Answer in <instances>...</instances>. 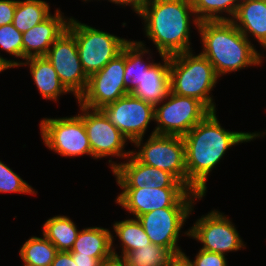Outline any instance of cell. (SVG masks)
I'll use <instances>...</instances> for the list:
<instances>
[{
    "mask_svg": "<svg viewBox=\"0 0 266 266\" xmlns=\"http://www.w3.org/2000/svg\"><path fill=\"white\" fill-rule=\"evenodd\" d=\"M216 111L210 112L183 136L187 188L204 197L212 170L226 152L241 143L255 140V132L229 131L220 123Z\"/></svg>",
    "mask_w": 266,
    "mask_h": 266,
    "instance_id": "obj_1",
    "label": "cell"
},
{
    "mask_svg": "<svg viewBox=\"0 0 266 266\" xmlns=\"http://www.w3.org/2000/svg\"><path fill=\"white\" fill-rule=\"evenodd\" d=\"M137 16L143 21L145 37L152 41L159 56L192 51L191 26L198 29L200 21L191 0H146Z\"/></svg>",
    "mask_w": 266,
    "mask_h": 266,
    "instance_id": "obj_2",
    "label": "cell"
},
{
    "mask_svg": "<svg viewBox=\"0 0 266 266\" xmlns=\"http://www.w3.org/2000/svg\"><path fill=\"white\" fill-rule=\"evenodd\" d=\"M197 32L202 44L200 52L220 78L246 67L262 66V52L230 20L200 21Z\"/></svg>",
    "mask_w": 266,
    "mask_h": 266,
    "instance_id": "obj_3",
    "label": "cell"
},
{
    "mask_svg": "<svg viewBox=\"0 0 266 266\" xmlns=\"http://www.w3.org/2000/svg\"><path fill=\"white\" fill-rule=\"evenodd\" d=\"M193 51L170 56V91L179 96L195 98L211 112H217L211 91L220 77L205 56L201 53L195 55Z\"/></svg>",
    "mask_w": 266,
    "mask_h": 266,
    "instance_id": "obj_4",
    "label": "cell"
},
{
    "mask_svg": "<svg viewBox=\"0 0 266 266\" xmlns=\"http://www.w3.org/2000/svg\"><path fill=\"white\" fill-rule=\"evenodd\" d=\"M67 29L75 36L80 62L88 77L100 71L130 41L82 23L73 16Z\"/></svg>",
    "mask_w": 266,
    "mask_h": 266,
    "instance_id": "obj_5",
    "label": "cell"
},
{
    "mask_svg": "<svg viewBox=\"0 0 266 266\" xmlns=\"http://www.w3.org/2000/svg\"><path fill=\"white\" fill-rule=\"evenodd\" d=\"M79 113L66 117H45L39 123L41 140L45 147L63 157L92 156L85 125L82 120V105Z\"/></svg>",
    "mask_w": 266,
    "mask_h": 266,
    "instance_id": "obj_6",
    "label": "cell"
},
{
    "mask_svg": "<svg viewBox=\"0 0 266 266\" xmlns=\"http://www.w3.org/2000/svg\"><path fill=\"white\" fill-rule=\"evenodd\" d=\"M115 203L133 218L167 207H193L203 197L187 187L120 188ZM196 202V203H195Z\"/></svg>",
    "mask_w": 266,
    "mask_h": 266,
    "instance_id": "obj_7",
    "label": "cell"
},
{
    "mask_svg": "<svg viewBox=\"0 0 266 266\" xmlns=\"http://www.w3.org/2000/svg\"><path fill=\"white\" fill-rule=\"evenodd\" d=\"M132 143L131 154L141 163L165 170L187 187L185 145L182 136L153 134ZM144 142V143H143Z\"/></svg>",
    "mask_w": 266,
    "mask_h": 266,
    "instance_id": "obj_8",
    "label": "cell"
},
{
    "mask_svg": "<svg viewBox=\"0 0 266 266\" xmlns=\"http://www.w3.org/2000/svg\"><path fill=\"white\" fill-rule=\"evenodd\" d=\"M211 111L199 100L179 96L169 91L167 97L155 105V129L151 132L160 135H186Z\"/></svg>",
    "mask_w": 266,
    "mask_h": 266,
    "instance_id": "obj_9",
    "label": "cell"
},
{
    "mask_svg": "<svg viewBox=\"0 0 266 266\" xmlns=\"http://www.w3.org/2000/svg\"><path fill=\"white\" fill-rule=\"evenodd\" d=\"M82 120L89 138L93 159L110 157L108 165L113 171L117 166L116 159H126L132 150H125L129 140L108 120L100 109H90L82 105Z\"/></svg>",
    "mask_w": 266,
    "mask_h": 266,
    "instance_id": "obj_10",
    "label": "cell"
},
{
    "mask_svg": "<svg viewBox=\"0 0 266 266\" xmlns=\"http://www.w3.org/2000/svg\"><path fill=\"white\" fill-rule=\"evenodd\" d=\"M217 209L198 217L189 227V238L202 244L200 249L228 255L230 252L244 250L245 242L232 220Z\"/></svg>",
    "mask_w": 266,
    "mask_h": 266,
    "instance_id": "obj_11",
    "label": "cell"
},
{
    "mask_svg": "<svg viewBox=\"0 0 266 266\" xmlns=\"http://www.w3.org/2000/svg\"><path fill=\"white\" fill-rule=\"evenodd\" d=\"M193 207H167L144 213L137 217L152 244L168 249L174 256L184 253L179 245L183 234L189 237V230L181 231L185 222L195 212ZM182 232V233H181ZM182 234V236H181Z\"/></svg>",
    "mask_w": 266,
    "mask_h": 266,
    "instance_id": "obj_12",
    "label": "cell"
},
{
    "mask_svg": "<svg viewBox=\"0 0 266 266\" xmlns=\"http://www.w3.org/2000/svg\"><path fill=\"white\" fill-rule=\"evenodd\" d=\"M124 71L125 46L100 71L88 77L86 89L76 103L90 109H101L124 97L128 94L124 85Z\"/></svg>",
    "mask_w": 266,
    "mask_h": 266,
    "instance_id": "obj_13",
    "label": "cell"
},
{
    "mask_svg": "<svg viewBox=\"0 0 266 266\" xmlns=\"http://www.w3.org/2000/svg\"><path fill=\"white\" fill-rule=\"evenodd\" d=\"M154 109V105L128 93L100 110L132 144L143 138L150 123L155 121Z\"/></svg>",
    "mask_w": 266,
    "mask_h": 266,
    "instance_id": "obj_14",
    "label": "cell"
},
{
    "mask_svg": "<svg viewBox=\"0 0 266 266\" xmlns=\"http://www.w3.org/2000/svg\"><path fill=\"white\" fill-rule=\"evenodd\" d=\"M45 57L56 70L65 88L78 100L86 89L88 76L80 62L75 36L66 29L52 44Z\"/></svg>",
    "mask_w": 266,
    "mask_h": 266,
    "instance_id": "obj_15",
    "label": "cell"
},
{
    "mask_svg": "<svg viewBox=\"0 0 266 266\" xmlns=\"http://www.w3.org/2000/svg\"><path fill=\"white\" fill-rule=\"evenodd\" d=\"M120 188L186 187L171 173L139 162L132 154L112 171Z\"/></svg>",
    "mask_w": 266,
    "mask_h": 266,
    "instance_id": "obj_16",
    "label": "cell"
},
{
    "mask_svg": "<svg viewBox=\"0 0 266 266\" xmlns=\"http://www.w3.org/2000/svg\"><path fill=\"white\" fill-rule=\"evenodd\" d=\"M45 20L22 33L23 62L32 57H45L52 44L67 29L70 16L55 8Z\"/></svg>",
    "mask_w": 266,
    "mask_h": 266,
    "instance_id": "obj_17",
    "label": "cell"
},
{
    "mask_svg": "<svg viewBox=\"0 0 266 266\" xmlns=\"http://www.w3.org/2000/svg\"><path fill=\"white\" fill-rule=\"evenodd\" d=\"M162 62H154L146 69L132 95L157 105L163 101L170 91V56L160 55Z\"/></svg>",
    "mask_w": 266,
    "mask_h": 266,
    "instance_id": "obj_18",
    "label": "cell"
},
{
    "mask_svg": "<svg viewBox=\"0 0 266 266\" xmlns=\"http://www.w3.org/2000/svg\"><path fill=\"white\" fill-rule=\"evenodd\" d=\"M249 40L257 41L266 51V1L242 0L234 17L230 20Z\"/></svg>",
    "mask_w": 266,
    "mask_h": 266,
    "instance_id": "obj_19",
    "label": "cell"
},
{
    "mask_svg": "<svg viewBox=\"0 0 266 266\" xmlns=\"http://www.w3.org/2000/svg\"><path fill=\"white\" fill-rule=\"evenodd\" d=\"M21 66L26 68L28 66L35 87H37L43 99L58 102L60 96L70 94L46 57L26 59Z\"/></svg>",
    "mask_w": 266,
    "mask_h": 266,
    "instance_id": "obj_20",
    "label": "cell"
},
{
    "mask_svg": "<svg viewBox=\"0 0 266 266\" xmlns=\"http://www.w3.org/2000/svg\"><path fill=\"white\" fill-rule=\"evenodd\" d=\"M111 230L103 227H85L80 229L71 255H85L96 259H108L112 253Z\"/></svg>",
    "mask_w": 266,
    "mask_h": 266,
    "instance_id": "obj_21",
    "label": "cell"
},
{
    "mask_svg": "<svg viewBox=\"0 0 266 266\" xmlns=\"http://www.w3.org/2000/svg\"><path fill=\"white\" fill-rule=\"evenodd\" d=\"M145 43L130 39L125 45L124 85L127 93H132L136 89L143 72L154 63L150 47H146Z\"/></svg>",
    "mask_w": 266,
    "mask_h": 266,
    "instance_id": "obj_22",
    "label": "cell"
},
{
    "mask_svg": "<svg viewBox=\"0 0 266 266\" xmlns=\"http://www.w3.org/2000/svg\"><path fill=\"white\" fill-rule=\"evenodd\" d=\"M112 228V253L115 256L123 257L128 252L151 244L150 238L137 218L131 217L121 221H114ZM114 237H118L120 242L118 244L121 247L115 244ZM118 247L121 248L119 249L121 254L116 251Z\"/></svg>",
    "mask_w": 266,
    "mask_h": 266,
    "instance_id": "obj_23",
    "label": "cell"
},
{
    "mask_svg": "<svg viewBox=\"0 0 266 266\" xmlns=\"http://www.w3.org/2000/svg\"><path fill=\"white\" fill-rule=\"evenodd\" d=\"M42 226L41 234H43L58 251L70 252L72 250L80 230L70 217L66 215H55L48 218Z\"/></svg>",
    "mask_w": 266,
    "mask_h": 266,
    "instance_id": "obj_24",
    "label": "cell"
},
{
    "mask_svg": "<svg viewBox=\"0 0 266 266\" xmlns=\"http://www.w3.org/2000/svg\"><path fill=\"white\" fill-rule=\"evenodd\" d=\"M31 236L19 250L23 266H51L58 252L57 248L42 234Z\"/></svg>",
    "mask_w": 266,
    "mask_h": 266,
    "instance_id": "obj_25",
    "label": "cell"
},
{
    "mask_svg": "<svg viewBox=\"0 0 266 266\" xmlns=\"http://www.w3.org/2000/svg\"><path fill=\"white\" fill-rule=\"evenodd\" d=\"M50 8L45 0H18L12 24L24 33L45 20L51 14Z\"/></svg>",
    "mask_w": 266,
    "mask_h": 266,
    "instance_id": "obj_26",
    "label": "cell"
},
{
    "mask_svg": "<svg viewBox=\"0 0 266 266\" xmlns=\"http://www.w3.org/2000/svg\"><path fill=\"white\" fill-rule=\"evenodd\" d=\"M199 21L231 20L242 0H191Z\"/></svg>",
    "mask_w": 266,
    "mask_h": 266,
    "instance_id": "obj_27",
    "label": "cell"
},
{
    "mask_svg": "<svg viewBox=\"0 0 266 266\" xmlns=\"http://www.w3.org/2000/svg\"><path fill=\"white\" fill-rule=\"evenodd\" d=\"M174 257L168 249L151 243L126 253L122 258L126 266H170Z\"/></svg>",
    "mask_w": 266,
    "mask_h": 266,
    "instance_id": "obj_28",
    "label": "cell"
},
{
    "mask_svg": "<svg viewBox=\"0 0 266 266\" xmlns=\"http://www.w3.org/2000/svg\"><path fill=\"white\" fill-rule=\"evenodd\" d=\"M16 193L36 195L37 191L13 171L6 163L0 160V194Z\"/></svg>",
    "mask_w": 266,
    "mask_h": 266,
    "instance_id": "obj_29",
    "label": "cell"
},
{
    "mask_svg": "<svg viewBox=\"0 0 266 266\" xmlns=\"http://www.w3.org/2000/svg\"><path fill=\"white\" fill-rule=\"evenodd\" d=\"M0 50L13 58H20L23 63L22 33L13 24L0 26Z\"/></svg>",
    "mask_w": 266,
    "mask_h": 266,
    "instance_id": "obj_30",
    "label": "cell"
},
{
    "mask_svg": "<svg viewBox=\"0 0 266 266\" xmlns=\"http://www.w3.org/2000/svg\"><path fill=\"white\" fill-rule=\"evenodd\" d=\"M183 255L191 262L193 266H228L226 255L206 251L199 248L194 260L189 258L184 252Z\"/></svg>",
    "mask_w": 266,
    "mask_h": 266,
    "instance_id": "obj_31",
    "label": "cell"
},
{
    "mask_svg": "<svg viewBox=\"0 0 266 266\" xmlns=\"http://www.w3.org/2000/svg\"><path fill=\"white\" fill-rule=\"evenodd\" d=\"M18 0H0V26L12 24Z\"/></svg>",
    "mask_w": 266,
    "mask_h": 266,
    "instance_id": "obj_32",
    "label": "cell"
},
{
    "mask_svg": "<svg viewBox=\"0 0 266 266\" xmlns=\"http://www.w3.org/2000/svg\"><path fill=\"white\" fill-rule=\"evenodd\" d=\"M51 266H77L74 262L71 252L58 251Z\"/></svg>",
    "mask_w": 266,
    "mask_h": 266,
    "instance_id": "obj_33",
    "label": "cell"
},
{
    "mask_svg": "<svg viewBox=\"0 0 266 266\" xmlns=\"http://www.w3.org/2000/svg\"><path fill=\"white\" fill-rule=\"evenodd\" d=\"M145 1L146 0H107V2H111L112 4H116L117 6H122V7L129 6L130 8H132L131 10L134 11V13H136V15L140 13Z\"/></svg>",
    "mask_w": 266,
    "mask_h": 266,
    "instance_id": "obj_34",
    "label": "cell"
},
{
    "mask_svg": "<svg viewBox=\"0 0 266 266\" xmlns=\"http://www.w3.org/2000/svg\"><path fill=\"white\" fill-rule=\"evenodd\" d=\"M77 266H101V263L106 259H96L85 255H72Z\"/></svg>",
    "mask_w": 266,
    "mask_h": 266,
    "instance_id": "obj_35",
    "label": "cell"
},
{
    "mask_svg": "<svg viewBox=\"0 0 266 266\" xmlns=\"http://www.w3.org/2000/svg\"><path fill=\"white\" fill-rule=\"evenodd\" d=\"M1 54V53H0ZM22 64V61L17 59H7L0 55V73L4 72L5 70H9L10 68H19Z\"/></svg>",
    "mask_w": 266,
    "mask_h": 266,
    "instance_id": "obj_36",
    "label": "cell"
},
{
    "mask_svg": "<svg viewBox=\"0 0 266 266\" xmlns=\"http://www.w3.org/2000/svg\"><path fill=\"white\" fill-rule=\"evenodd\" d=\"M101 266H126V264L122 257L112 255L110 258L104 260Z\"/></svg>",
    "mask_w": 266,
    "mask_h": 266,
    "instance_id": "obj_37",
    "label": "cell"
},
{
    "mask_svg": "<svg viewBox=\"0 0 266 266\" xmlns=\"http://www.w3.org/2000/svg\"><path fill=\"white\" fill-rule=\"evenodd\" d=\"M170 266H193L191 262L182 254L179 256H175L172 259Z\"/></svg>",
    "mask_w": 266,
    "mask_h": 266,
    "instance_id": "obj_38",
    "label": "cell"
},
{
    "mask_svg": "<svg viewBox=\"0 0 266 266\" xmlns=\"http://www.w3.org/2000/svg\"><path fill=\"white\" fill-rule=\"evenodd\" d=\"M265 135H266V130H264V131H259V132H257V131H255V140L258 138V139H260V137L262 138H264L265 137Z\"/></svg>",
    "mask_w": 266,
    "mask_h": 266,
    "instance_id": "obj_39",
    "label": "cell"
},
{
    "mask_svg": "<svg viewBox=\"0 0 266 266\" xmlns=\"http://www.w3.org/2000/svg\"><path fill=\"white\" fill-rule=\"evenodd\" d=\"M83 1H84V2H87V3L90 2V1L93 2V0H82V2H83ZM94 1H95V0H94Z\"/></svg>",
    "mask_w": 266,
    "mask_h": 266,
    "instance_id": "obj_40",
    "label": "cell"
}]
</instances>
